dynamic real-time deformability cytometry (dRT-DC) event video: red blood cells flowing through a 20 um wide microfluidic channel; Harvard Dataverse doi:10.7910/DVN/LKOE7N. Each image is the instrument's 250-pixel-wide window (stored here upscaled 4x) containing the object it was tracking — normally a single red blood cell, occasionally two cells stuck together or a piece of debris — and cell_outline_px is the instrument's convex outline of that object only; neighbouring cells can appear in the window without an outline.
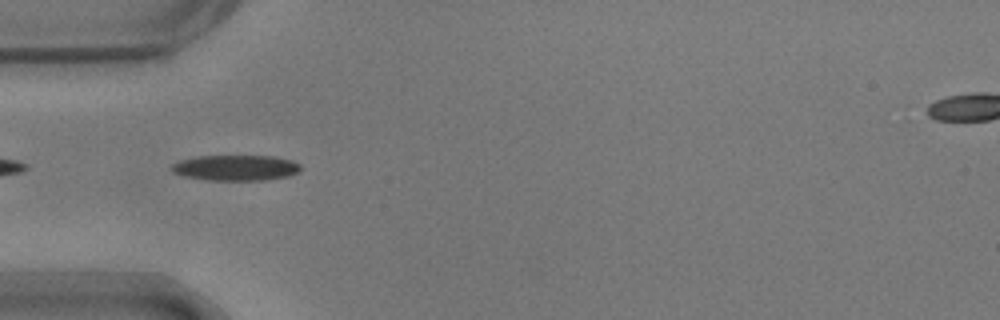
{"species": "common noctule bat (a hibernating species)", "species_latin": "Nyctalus noctula", "temperature_condition": "warm", "stored_images_in_passage": 39, "camera_frame_rate_fps": 3000, "um_per_image_px": 0.085, "animal": {"sex": "male", "body_mass_g": 17.9}, "frame": {"image": 1, "passage_image": 2, "time_ms": 0.333, "image_size_px": [1000, 320], "cell_outline_px": [[300, 168], [296, 172], [288, 176], [264, 180], [212, 180], [184, 176], [172, 172], [172, 164], [180, 160], [200, 156], [272, 156], [292, 160], [300, 164]], "centroid_in_image_um": [20.04, 14.26], "position_along_channel_um": 65.0, "area_um2": 19.02}}
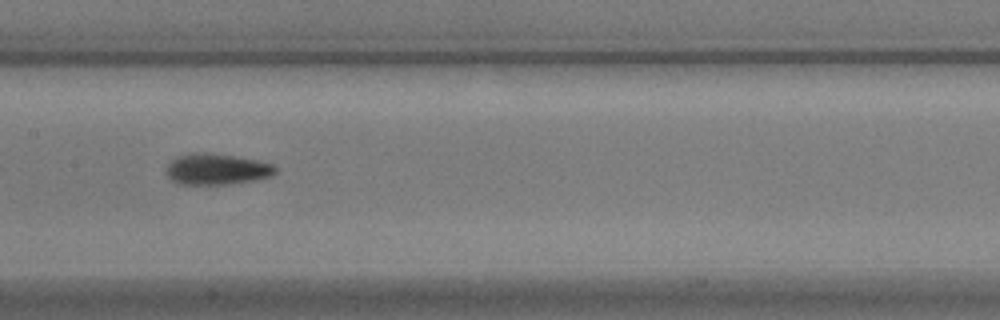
{"frame": {"image": 2, "passage_image": 12, "time_ms": 3.667, "image_size_px": [1000, 320], "cell_outline_px": [[276, 172], [272, 176], [256, 180], [224, 184], [180, 184], [172, 180], [164, 172], [168, 164], [176, 156], [192, 152], [204, 152], [236, 156], [260, 160], [272, 164], [276, 168]], "centroid_in_image_um": [18.41, 14.36], "position_along_channel_um": 189.0, "area_um2": 19.94}}
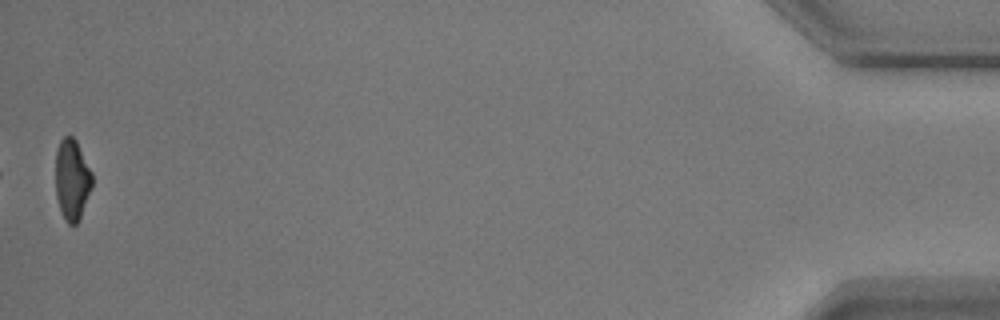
{"frame": {"image": 3, "passage_image": 39, "time_ms": 12.667, "image_size_px": [1000, 320], "cell_outline_px": [[92, 188], [80, 220], [76, 224], [68, 224], [64, 220], [56, 196], [56, 152], [60, 140], [64, 136], [72, 136], [76, 140], [92, 172]], "centroid_in_image_um": [6.13, 15.29], "position_along_channel_um": 429.1, "area_um2": 17.4}, "authors_computed_cell_mechanics": {"area_um2": 18.8428, "velocity_mm_per_s": 3.7115, "shape_relaxation_time_tau1_ms": 3.5437, "shape_relaxation_time_tau2_ms": 2.5417, "deformation_change_tau1": 0.164, "deformation_change_tau2": 0.0975}}